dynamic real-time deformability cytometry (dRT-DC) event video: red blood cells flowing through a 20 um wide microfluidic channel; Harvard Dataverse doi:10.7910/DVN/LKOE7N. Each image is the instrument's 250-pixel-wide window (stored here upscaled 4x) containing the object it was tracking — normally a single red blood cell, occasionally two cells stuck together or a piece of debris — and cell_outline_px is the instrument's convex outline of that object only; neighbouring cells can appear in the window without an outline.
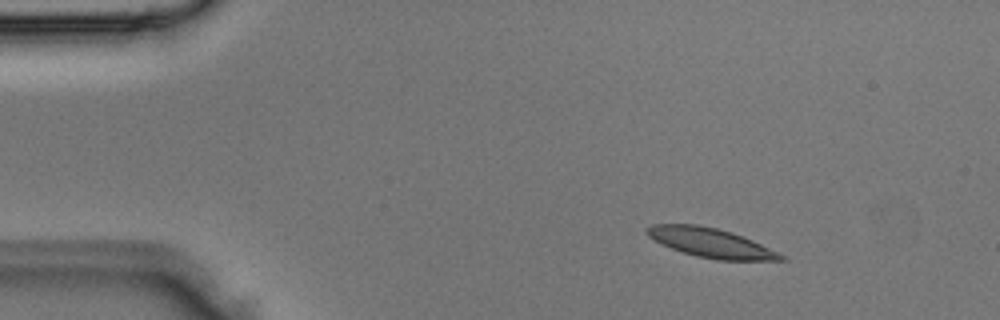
{"species": "Egyptian fruit bat (a non-hibernating species)", "species_latin": "Rousettus aegyptiacus", "temperature_condition": "room temperature", "stored_images_in_passage": 3, "camera_frame_rate_fps": 3000, "um_per_image_px": 0.085, "animal": {"sex": "male"}, "frame": {"image": 1, "passage_image": 1, "time_ms": 0.0, "image_size_px": [1000, 320], "cell_outline_px": [[788, 260], [716, 260], [696, 256], [672, 248], [648, 236], [644, 228], [652, 224], [696, 224], [716, 228], [732, 232], [744, 236], [780, 252], [788, 256]], "centroid_in_image_um": [60.49, 20.64], "position_along_channel_um": 24.5, "area_um2": 22.95}}
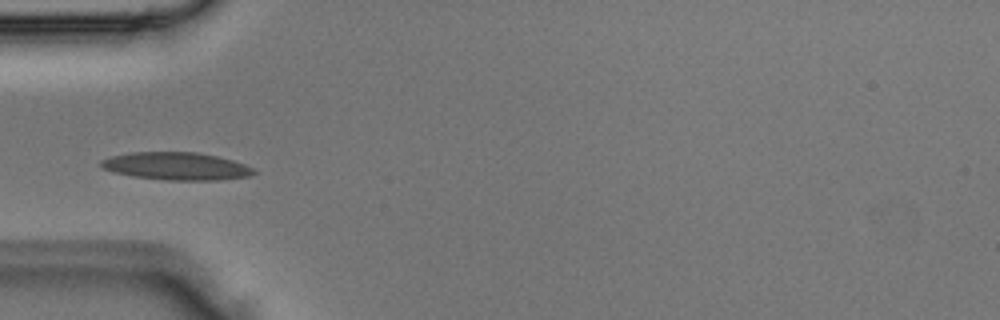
{"frame": {"image": 2, "passage_image": 3, "time_ms": 0.667, "image_size_px": [1000, 320], "cell_outline_px": [[256, 172], [248, 176], [220, 180], [164, 180], [132, 176], [112, 172], [104, 168], [100, 164], [100, 160], [112, 156], [132, 152], [196, 152], [216, 156], [232, 160], [244, 164], [252, 168]], "centroid_in_image_um": [14.96, 14.12], "position_along_channel_um": 70.0, "area_um2": 24.51}}